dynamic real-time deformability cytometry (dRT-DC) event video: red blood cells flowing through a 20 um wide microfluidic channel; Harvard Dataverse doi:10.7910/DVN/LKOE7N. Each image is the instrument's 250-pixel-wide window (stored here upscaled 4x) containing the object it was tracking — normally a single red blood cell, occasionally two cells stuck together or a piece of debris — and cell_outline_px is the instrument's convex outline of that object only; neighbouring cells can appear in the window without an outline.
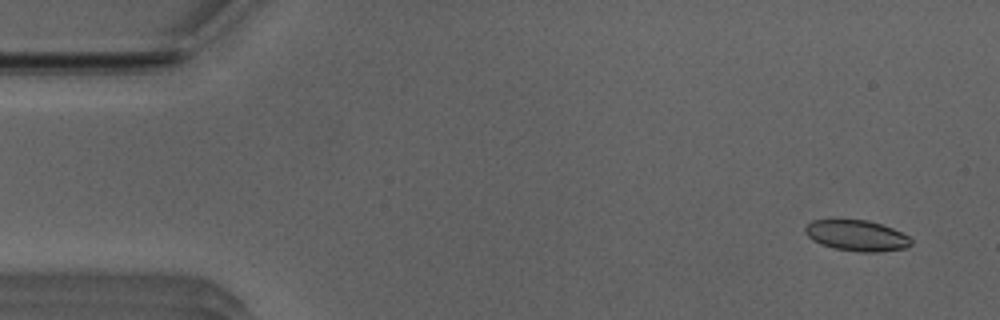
{"species": "Egyptian fruit bat (a non-hibernating species)", "species_latin": "Rousettus aegyptiacus", "temperature_condition": "room temperature", "stored_images_in_passage": 51, "camera_frame_rate_fps": 3000, "um_per_image_px": 0.085, "animal": {"sex": "male"}, "frame": {"image": 1, "passage_image": 1, "time_ms": 0.0, "image_size_px": [1000, 320], "cell_outline_px": [[912, 244], [904, 248], [876, 252], [860, 252], [832, 248], [820, 244], [812, 240], [804, 232], [804, 228], [812, 220], [868, 220], [892, 228], [908, 236], [912, 240]], "centroid_in_image_um": [72.79, 20.03], "position_along_channel_um": 12.2, "area_um2": 18.96}}
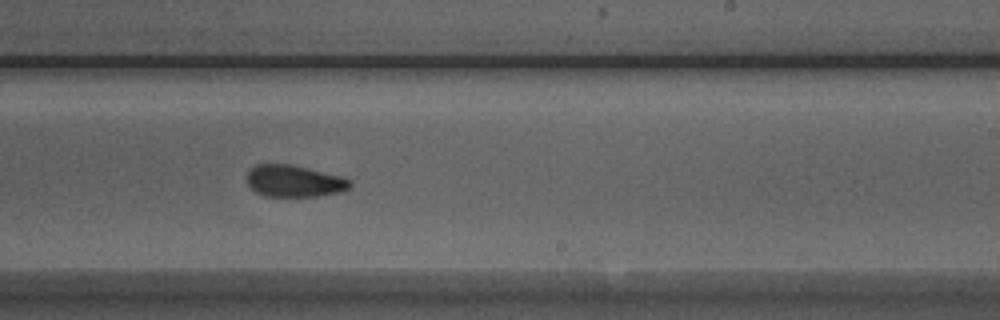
{"frame": {"image": 2, "passage_image": 29, "time_ms": 9.333, "image_size_px": [1000, 320], "cell_outline_px": [[352, 184], [348, 188], [340, 192], [316, 196], [264, 196], [256, 192], [248, 184], [248, 172], [256, 164], [292, 164], [340, 176], [348, 180]], "centroid_in_image_um": [24.99, 15.39], "position_along_channel_um": 264.0, "area_um2": 18.84}}
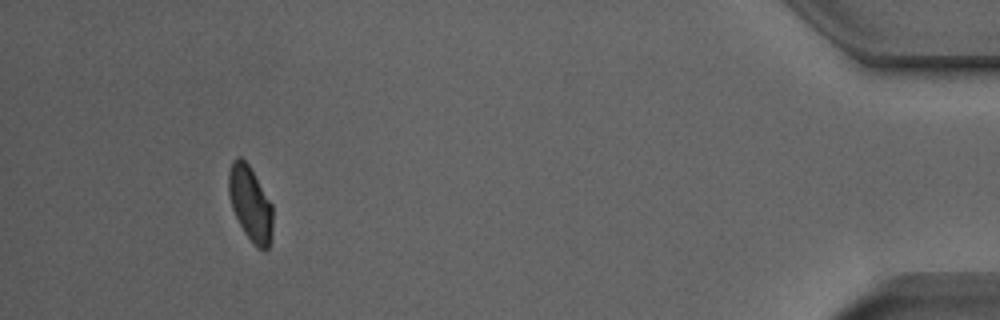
{"frame": {"image": 3, "passage_image": 46, "time_ms": 15.0, "image_size_px": [1000, 320], "cell_outline_px": [[272, 236], [268, 248], [264, 252], [256, 248], [252, 244], [244, 232], [232, 208], [228, 192], [228, 172], [232, 160], [236, 156], [240, 156], [248, 164], [272, 204]], "centroid_in_image_um": [21.27, 17.33], "position_along_channel_um": 413.9, "area_um2": 19.36}, "authors_computed_cell_mechanics": {"area_um2": 19.7676, "velocity_mm_per_s": 3.9124, "shape_relaxation_time_tau1_ms": 6.8317, "shape_relaxation_time_tau2_ms": 1.8387, "deformation_change_tau1": 0.1322, "deformation_change_tau2": 0.0659}}